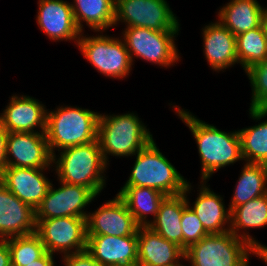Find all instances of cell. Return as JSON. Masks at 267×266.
Segmentation results:
<instances>
[{"label": "cell", "mask_w": 267, "mask_h": 266, "mask_svg": "<svg viewBox=\"0 0 267 266\" xmlns=\"http://www.w3.org/2000/svg\"><path fill=\"white\" fill-rule=\"evenodd\" d=\"M171 107L178 118L189 127L195 139L201 163V180L209 181L221 168L243 161L238 130L222 131L213 124L198 119L187 109L175 104Z\"/></svg>", "instance_id": "6da1fadb"}, {"label": "cell", "mask_w": 267, "mask_h": 266, "mask_svg": "<svg viewBox=\"0 0 267 266\" xmlns=\"http://www.w3.org/2000/svg\"><path fill=\"white\" fill-rule=\"evenodd\" d=\"M53 155L57 181L89 188L97 197L106 188L109 167L102 156L98 139L88 144L66 147ZM58 157V158H57ZM106 176V177H105Z\"/></svg>", "instance_id": "7a4b0ae2"}, {"label": "cell", "mask_w": 267, "mask_h": 266, "mask_svg": "<svg viewBox=\"0 0 267 266\" xmlns=\"http://www.w3.org/2000/svg\"><path fill=\"white\" fill-rule=\"evenodd\" d=\"M97 139L103 159L110 165L109 155L132 157L153 140V135L133 111L117 115L100 113Z\"/></svg>", "instance_id": "3957f363"}, {"label": "cell", "mask_w": 267, "mask_h": 266, "mask_svg": "<svg viewBox=\"0 0 267 266\" xmlns=\"http://www.w3.org/2000/svg\"><path fill=\"white\" fill-rule=\"evenodd\" d=\"M48 110L45 134L52 155L66 147L97 140L99 112L71 105Z\"/></svg>", "instance_id": "277c9868"}, {"label": "cell", "mask_w": 267, "mask_h": 266, "mask_svg": "<svg viewBox=\"0 0 267 266\" xmlns=\"http://www.w3.org/2000/svg\"><path fill=\"white\" fill-rule=\"evenodd\" d=\"M123 186L155 189L166 196L182 194L189 182L157 147L154 139L139 152Z\"/></svg>", "instance_id": "5b68a950"}, {"label": "cell", "mask_w": 267, "mask_h": 266, "mask_svg": "<svg viewBox=\"0 0 267 266\" xmlns=\"http://www.w3.org/2000/svg\"><path fill=\"white\" fill-rule=\"evenodd\" d=\"M251 245L231 231L208 234L185 250L189 266H250Z\"/></svg>", "instance_id": "8992f818"}, {"label": "cell", "mask_w": 267, "mask_h": 266, "mask_svg": "<svg viewBox=\"0 0 267 266\" xmlns=\"http://www.w3.org/2000/svg\"><path fill=\"white\" fill-rule=\"evenodd\" d=\"M100 33V34H99ZM98 35L89 36L81 33L77 47L82 56L98 73L113 79H124L129 76L133 62L124 40L100 31Z\"/></svg>", "instance_id": "52a82bcc"}, {"label": "cell", "mask_w": 267, "mask_h": 266, "mask_svg": "<svg viewBox=\"0 0 267 266\" xmlns=\"http://www.w3.org/2000/svg\"><path fill=\"white\" fill-rule=\"evenodd\" d=\"M121 34L133 65L134 58H139L167 69L181 59L175 43L179 31H155L144 27H125Z\"/></svg>", "instance_id": "ba28073f"}, {"label": "cell", "mask_w": 267, "mask_h": 266, "mask_svg": "<svg viewBox=\"0 0 267 266\" xmlns=\"http://www.w3.org/2000/svg\"><path fill=\"white\" fill-rule=\"evenodd\" d=\"M144 27L155 31H180V22L167 0H116L114 27Z\"/></svg>", "instance_id": "9c48e42d"}, {"label": "cell", "mask_w": 267, "mask_h": 266, "mask_svg": "<svg viewBox=\"0 0 267 266\" xmlns=\"http://www.w3.org/2000/svg\"><path fill=\"white\" fill-rule=\"evenodd\" d=\"M36 233L45 250L62 257L86 251V218L60 217L36 219Z\"/></svg>", "instance_id": "30bf717a"}, {"label": "cell", "mask_w": 267, "mask_h": 266, "mask_svg": "<svg viewBox=\"0 0 267 266\" xmlns=\"http://www.w3.org/2000/svg\"><path fill=\"white\" fill-rule=\"evenodd\" d=\"M54 188L51 183L46 196L35 210L36 219L60 217L86 218L88 211H84L96 199V195L80 185H71L62 181Z\"/></svg>", "instance_id": "8fae6325"}, {"label": "cell", "mask_w": 267, "mask_h": 266, "mask_svg": "<svg viewBox=\"0 0 267 266\" xmlns=\"http://www.w3.org/2000/svg\"><path fill=\"white\" fill-rule=\"evenodd\" d=\"M6 147L7 167L53 168L45 133H9Z\"/></svg>", "instance_id": "7c38bea8"}, {"label": "cell", "mask_w": 267, "mask_h": 266, "mask_svg": "<svg viewBox=\"0 0 267 266\" xmlns=\"http://www.w3.org/2000/svg\"><path fill=\"white\" fill-rule=\"evenodd\" d=\"M139 225L125 202L116 194L86 217L87 235L131 236L137 234Z\"/></svg>", "instance_id": "4fadbf2b"}, {"label": "cell", "mask_w": 267, "mask_h": 266, "mask_svg": "<svg viewBox=\"0 0 267 266\" xmlns=\"http://www.w3.org/2000/svg\"><path fill=\"white\" fill-rule=\"evenodd\" d=\"M0 113V124L9 132H46L47 108L28 95L12 94ZM40 130H39V129ZM37 129V130H36Z\"/></svg>", "instance_id": "5bb4252c"}, {"label": "cell", "mask_w": 267, "mask_h": 266, "mask_svg": "<svg viewBox=\"0 0 267 266\" xmlns=\"http://www.w3.org/2000/svg\"><path fill=\"white\" fill-rule=\"evenodd\" d=\"M36 23L44 34L54 42L74 41L77 46L81 35L77 27L71 2L67 0H38Z\"/></svg>", "instance_id": "9a60e30c"}, {"label": "cell", "mask_w": 267, "mask_h": 266, "mask_svg": "<svg viewBox=\"0 0 267 266\" xmlns=\"http://www.w3.org/2000/svg\"><path fill=\"white\" fill-rule=\"evenodd\" d=\"M207 182V180L200 181L201 184L198 185L199 190H197L198 195L193 203H190L188 195H190L194 187H192L190 181L187 183L183 192L187 205L197 215L204 229L209 234H220L230 231L231 212L224 204L223 197L211 190Z\"/></svg>", "instance_id": "2e32d148"}, {"label": "cell", "mask_w": 267, "mask_h": 266, "mask_svg": "<svg viewBox=\"0 0 267 266\" xmlns=\"http://www.w3.org/2000/svg\"><path fill=\"white\" fill-rule=\"evenodd\" d=\"M49 169L6 167L0 176V182L18 199L36 210L52 183L45 176Z\"/></svg>", "instance_id": "e0dca14e"}, {"label": "cell", "mask_w": 267, "mask_h": 266, "mask_svg": "<svg viewBox=\"0 0 267 266\" xmlns=\"http://www.w3.org/2000/svg\"><path fill=\"white\" fill-rule=\"evenodd\" d=\"M86 251L102 266H137V234L123 237L87 235Z\"/></svg>", "instance_id": "ac0fdd59"}, {"label": "cell", "mask_w": 267, "mask_h": 266, "mask_svg": "<svg viewBox=\"0 0 267 266\" xmlns=\"http://www.w3.org/2000/svg\"><path fill=\"white\" fill-rule=\"evenodd\" d=\"M203 27V53L209 67L219 73L238 64L236 36L219 20Z\"/></svg>", "instance_id": "d6986e66"}, {"label": "cell", "mask_w": 267, "mask_h": 266, "mask_svg": "<svg viewBox=\"0 0 267 266\" xmlns=\"http://www.w3.org/2000/svg\"><path fill=\"white\" fill-rule=\"evenodd\" d=\"M36 232L35 210L0 182V240Z\"/></svg>", "instance_id": "ffe728a7"}, {"label": "cell", "mask_w": 267, "mask_h": 266, "mask_svg": "<svg viewBox=\"0 0 267 266\" xmlns=\"http://www.w3.org/2000/svg\"><path fill=\"white\" fill-rule=\"evenodd\" d=\"M138 266H174L185 258V251L148 226L137 231Z\"/></svg>", "instance_id": "44dd1931"}, {"label": "cell", "mask_w": 267, "mask_h": 266, "mask_svg": "<svg viewBox=\"0 0 267 266\" xmlns=\"http://www.w3.org/2000/svg\"><path fill=\"white\" fill-rule=\"evenodd\" d=\"M267 7L257 0H230L217 12V19L235 36L259 27Z\"/></svg>", "instance_id": "7402d4cb"}, {"label": "cell", "mask_w": 267, "mask_h": 266, "mask_svg": "<svg viewBox=\"0 0 267 266\" xmlns=\"http://www.w3.org/2000/svg\"><path fill=\"white\" fill-rule=\"evenodd\" d=\"M185 194L166 196L160 203L155 219L148 225L168 241L176 243L183 249V232L181 218L187 207Z\"/></svg>", "instance_id": "603a6c76"}, {"label": "cell", "mask_w": 267, "mask_h": 266, "mask_svg": "<svg viewBox=\"0 0 267 266\" xmlns=\"http://www.w3.org/2000/svg\"><path fill=\"white\" fill-rule=\"evenodd\" d=\"M264 227H267V194L235 207L231 211L230 231L251 246L258 240L250 235L249 231Z\"/></svg>", "instance_id": "cb8c5ba5"}, {"label": "cell", "mask_w": 267, "mask_h": 266, "mask_svg": "<svg viewBox=\"0 0 267 266\" xmlns=\"http://www.w3.org/2000/svg\"><path fill=\"white\" fill-rule=\"evenodd\" d=\"M248 112L252 120L259 122L238 130L243 161L267 165V109L249 108Z\"/></svg>", "instance_id": "d4e9b609"}, {"label": "cell", "mask_w": 267, "mask_h": 266, "mask_svg": "<svg viewBox=\"0 0 267 266\" xmlns=\"http://www.w3.org/2000/svg\"><path fill=\"white\" fill-rule=\"evenodd\" d=\"M70 3L77 27L86 26L94 32L114 28L116 0H73Z\"/></svg>", "instance_id": "484cf974"}, {"label": "cell", "mask_w": 267, "mask_h": 266, "mask_svg": "<svg viewBox=\"0 0 267 266\" xmlns=\"http://www.w3.org/2000/svg\"><path fill=\"white\" fill-rule=\"evenodd\" d=\"M117 195L125 202L140 227L148 226L155 219L160 203L166 197L155 189L139 186H123ZM150 214L152 220L147 219Z\"/></svg>", "instance_id": "4316f807"}, {"label": "cell", "mask_w": 267, "mask_h": 266, "mask_svg": "<svg viewBox=\"0 0 267 266\" xmlns=\"http://www.w3.org/2000/svg\"><path fill=\"white\" fill-rule=\"evenodd\" d=\"M229 202L230 212L252 199L267 194V165L243 162V168Z\"/></svg>", "instance_id": "83f0119b"}, {"label": "cell", "mask_w": 267, "mask_h": 266, "mask_svg": "<svg viewBox=\"0 0 267 266\" xmlns=\"http://www.w3.org/2000/svg\"><path fill=\"white\" fill-rule=\"evenodd\" d=\"M236 54L238 64L244 71L267 57V38L263 23L236 36Z\"/></svg>", "instance_id": "f1b7e54d"}, {"label": "cell", "mask_w": 267, "mask_h": 266, "mask_svg": "<svg viewBox=\"0 0 267 266\" xmlns=\"http://www.w3.org/2000/svg\"><path fill=\"white\" fill-rule=\"evenodd\" d=\"M5 241L10 250L11 266H26L46 252L41 238L36 232L11 237Z\"/></svg>", "instance_id": "f546056e"}, {"label": "cell", "mask_w": 267, "mask_h": 266, "mask_svg": "<svg viewBox=\"0 0 267 266\" xmlns=\"http://www.w3.org/2000/svg\"><path fill=\"white\" fill-rule=\"evenodd\" d=\"M250 80V109H267V57L260 63L245 70Z\"/></svg>", "instance_id": "4dcf8cb0"}, {"label": "cell", "mask_w": 267, "mask_h": 266, "mask_svg": "<svg viewBox=\"0 0 267 266\" xmlns=\"http://www.w3.org/2000/svg\"><path fill=\"white\" fill-rule=\"evenodd\" d=\"M181 226L183 232V250L185 251L191 245L199 242L202 238L209 233L204 229L200 219L197 215L187 206L183 210L181 218Z\"/></svg>", "instance_id": "1f68e13d"}, {"label": "cell", "mask_w": 267, "mask_h": 266, "mask_svg": "<svg viewBox=\"0 0 267 266\" xmlns=\"http://www.w3.org/2000/svg\"><path fill=\"white\" fill-rule=\"evenodd\" d=\"M61 259L64 266H102L87 251L66 255Z\"/></svg>", "instance_id": "d6a6232c"}, {"label": "cell", "mask_w": 267, "mask_h": 266, "mask_svg": "<svg viewBox=\"0 0 267 266\" xmlns=\"http://www.w3.org/2000/svg\"><path fill=\"white\" fill-rule=\"evenodd\" d=\"M9 132L0 124V176L7 167L6 146Z\"/></svg>", "instance_id": "836d02e7"}, {"label": "cell", "mask_w": 267, "mask_h": 266, "mask_svg": "<svg viewBox=\"0 0 267 266\" xmlns=\"http://www.w3.org/2000/svg\"><path fill=\"white\" fill-rule=\"evenodd\" d=\"M0 266H11L10 250L5 240H0Z\"/></svg>", "instance_id": "e575fe53"}, {"label": "cell", "mask_w": 267, "mask_h": 266, "mask_svg": "<svg viewBox=\"0 0 267 266\" xmlns=\"http://www.w3.org/2000/svg\"><path fill=\"white\" fill-rule=\"evenodd\" d=\"M55 257L49 252H45L39 259L30 262L26 266H55Z\"/></svg>", "instance_id": "d590c367"}, {"label": "cell", "mask_w": 267, "mask_h": 266, "mask_svg": "<svg viewBox=\"0 0 267 266\" xmlns=\"http://www.w3.org/2000/svg\"><path fill=\"white\" fill-rule=\"evenodd\" d=\"M251 254L256 256L258 259H261L267 265V246L261 242L251 246Z\"/></svg>", "instance_id": "8d00e7d4"}, {"label": "cell", "mask_w": 267, "mask_h": 266, "mask_svg": "<svg viewBox=\"0 0 267 266\" xmlns=\"http://www.w3.org/2000/svg\"><path fill=\"white\" fill-rule=\"evenodd\" d=\"M263 25H264V30H265V33H266V38H267V11H266V13L264 15Z\"/></svg>", "instance_id": "74e56055"}, {"label": "cell", "mask_w": 267, "mask_h": 266, "mask_svg": "<svg viewBox=\"0 0 267 266\" xmlns=\"http://www.w3.org/2000/svg\"><path fill=\"white\" fill-rule=\"evenodd\" d=\"M182 261H183V260H181V262H180L179 264H176V265H174V266H185V265L183 264Z\"/></svg>", "instance_id": "f35d334b"}]
</instances>
